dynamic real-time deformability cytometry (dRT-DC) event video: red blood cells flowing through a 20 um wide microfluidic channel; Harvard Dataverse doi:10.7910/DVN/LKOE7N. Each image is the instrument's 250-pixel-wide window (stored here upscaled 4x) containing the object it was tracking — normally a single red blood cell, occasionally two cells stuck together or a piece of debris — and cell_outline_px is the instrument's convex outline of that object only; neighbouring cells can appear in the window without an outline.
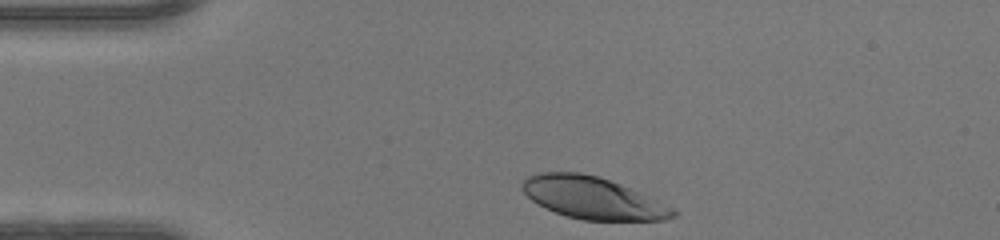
{"species": "human", "species_latin": "Homo sapiens", "temperature_condition": "warm", "stored_images_in_passage": 31, "camera_frame_rate_fps": 3000, "um_per_image_px": 0.085, "donor": {"sex": "female"}, "frame": {"image": 1, "passage_image": 1, "time_ms": 0.0, "image_size_px": [1000, 240], "cell_outline_px": [[680, 212], [676, 216], [664, 220], [584, 220], [568, 216], [544, 208], [532, 200], [520, 188], [520, 184], [524, 176], [536, 172], [580, 172], [596, 176], [620, 184], [640, 192]], "centroid_in_image_um": [50.32, 16.81], "position_along_channel_um": 34.7, "area_um2": 36.88}}
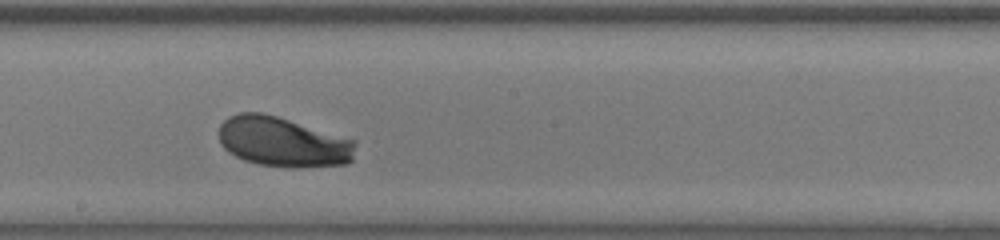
{"frame": {"image": 2, "passage_image": 18, "time_ms": 5.667, "image_size_px": [1000, 240], "cell_outline_px": [[356, 144], [352, 160], [348, 164], [296, 168], [260, 164], [244, 160], [228, 152], [220, 144], [220, 124], [228, 116], [240, 112], [260, 112], [276, 116], [356, 140]], "centroid_in_image_um": [24.05, 12.07], "position_along_channel_um": 224.1, "area_um2": 39.77}}
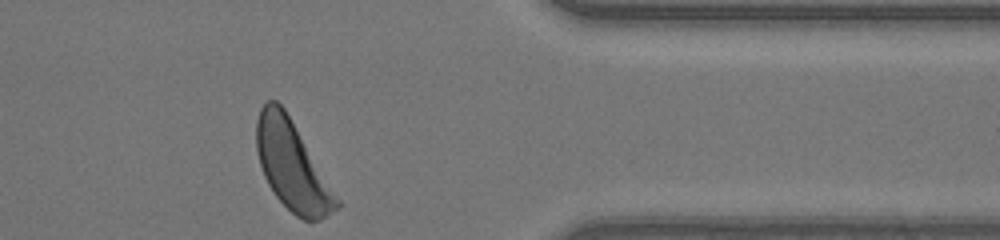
{"frame": {"image": 3, "passage_image": 31, "time_ms": 10.0, "image_size_px": [1000, 240], "cell_outline_px": [[340, 208], [320, 220], [304, 220], [296, 216], [276, 196], [268, 184], [264, 176], [256, 152], [256, 120], [260, 108], [268, 100], [276, 100], [284, 108], [340, 200]], "centroid_in_image_um": [24.82, 14.1], "position_along_channel_um": 386.6, "area_um2": 40.98}, "authors_computed_cell_mechanics": {"area_um2": 38.9572, "velocity_mm_per_s": 4.1455, "shape_relaxation_time_tau1_ms": 1.3171, "shape_relaxation_time_tau2_ms": null, "deformation_change_tau1": 0.1019, "deformation_change_tau2": null}}